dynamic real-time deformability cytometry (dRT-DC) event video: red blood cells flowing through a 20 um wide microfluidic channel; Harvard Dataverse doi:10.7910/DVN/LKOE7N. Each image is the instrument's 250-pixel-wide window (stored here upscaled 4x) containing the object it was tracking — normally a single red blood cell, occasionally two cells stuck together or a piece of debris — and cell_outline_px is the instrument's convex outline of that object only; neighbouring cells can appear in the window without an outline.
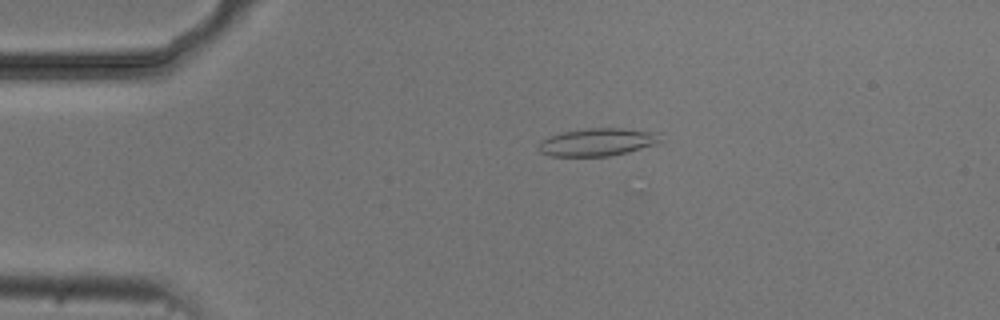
{"species": "common noctule bat (a hibernating species)", "species_latin": "Nyctalus noctula", "temperature_condition": "cold", "stored_images_in_passage": 2, "camera_frame_rate_fps": 3000, "um_per_image_px": 0.085, "animal": {"sex": "male", "body_mass_g": 20.5, "forearm_length_mm": 52.5}, "frame": {"image": 1, "passage_image": 1, "time_ms": 0.0, "image_size_px": [1000, 320], "cell_outline_px": [[660, 144], [628, 152], [608, 156], [552, 156], [540, 152], [536, 148], [544, 140], [552, 136], [564, 132], [588, 128], [620, 128], [660, 132]], "centroid_in_image_um": [50.87, 12.08], "position_along_channel_um": 34.1, "area_um2": 19.65}}